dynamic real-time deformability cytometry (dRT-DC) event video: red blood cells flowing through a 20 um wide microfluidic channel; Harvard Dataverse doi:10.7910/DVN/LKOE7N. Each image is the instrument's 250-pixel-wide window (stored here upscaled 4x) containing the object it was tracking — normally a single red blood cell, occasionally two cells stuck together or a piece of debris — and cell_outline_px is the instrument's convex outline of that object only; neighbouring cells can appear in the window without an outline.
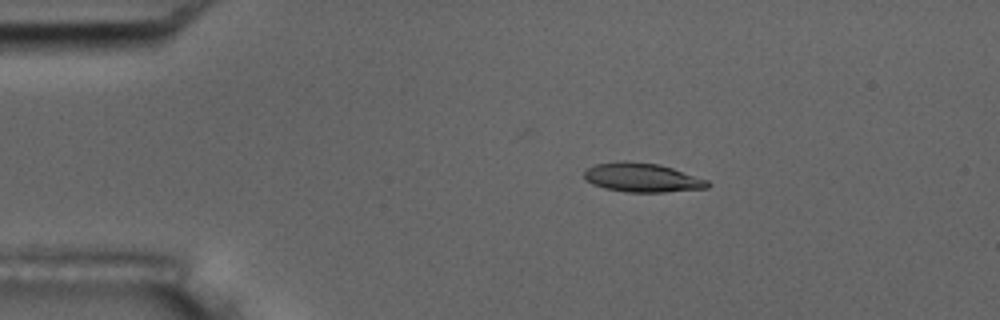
{"species": "common noctule bat (a hibernating species)", "species_latin": "Nyctalus noctula", "temperature_condition": "room temperature", "stored_images_in_passage": 7, "camera_frame_rate_fps": 3000, "um_per_image_px": 0.085, "animal": {"sex": "male", "body_mass_g": 17.5, "forearm_length_mm": 52.3}, "frame": {"image": 1, "passage_image": 3, "time_ms": 2.333, "image_size_px": [1000, 320], "cell_outline_px": [[712, 184], [708, 188], [664, 192], [628, 192], [604, 188], [592, 184], [584, 180], [584, 172], [588, 168], [596, 164], [620, 160], [624, 160], [660, 164], [708, 180]], "centroid_in_image_um": [54.58, 15.09], "position_along_channel_um": 30.4, "area_um2": 21.04}}
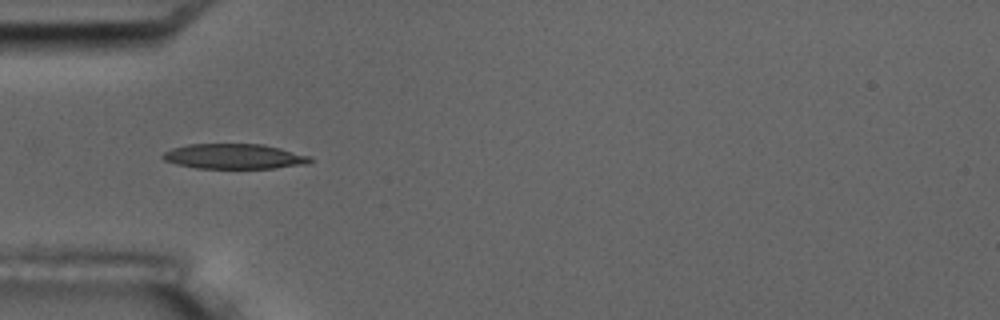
{"frame": {"image": 2, "passage_image": 5, "time_ms": 4.667, "image_size_px": [1000, 320], "cell_outline_px": [[316, 160], [308, 164], [272, 168], [196, 168], [176, 164], [164, 160], [160, 156], [164, 152], [172, 148], [188, 144], [264, 144], [312, 156]], "centroid_in_image_um": [19.94, 13.29], "position_along_channel_um": 65.1, "area_um2": 21.73}}